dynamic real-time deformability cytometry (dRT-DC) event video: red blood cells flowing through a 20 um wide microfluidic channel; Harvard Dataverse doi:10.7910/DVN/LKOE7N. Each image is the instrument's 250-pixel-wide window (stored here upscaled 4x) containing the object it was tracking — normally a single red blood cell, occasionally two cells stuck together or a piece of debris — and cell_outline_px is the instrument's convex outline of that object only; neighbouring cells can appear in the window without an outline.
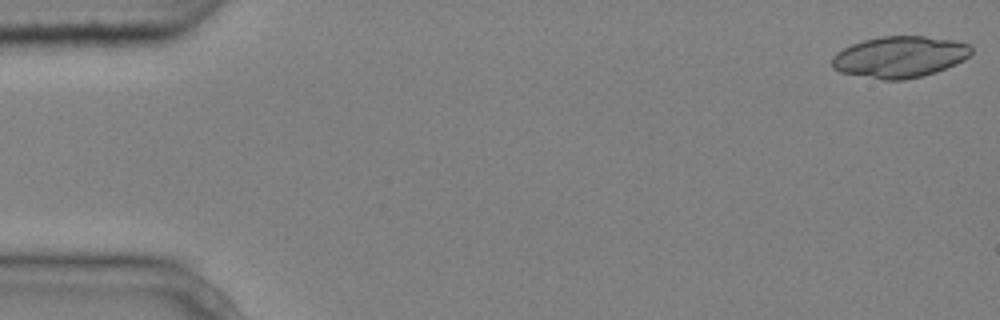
{"species": "common noctule bat (a hibernating species)", "species_latin": "Nyctalus noctula", "temperature_condition": "cold", "stored_images_in_passage": 8, "segment_of_instrument_passage": [1, 2], "camera_frame_rate_fps": 3000, "um_per_image_px": 0.085, "animal": {"sex": "male", "body_mass_g": 20.4}, "frame": {"image": 1, "passage_image": 1, "time_ms": 0.0, "image_size_px": [1000, 320], "cell_outline_px": [[972, 52], [964, 60], [956, 64], [936, 72], [904, 80], [884, 80], [840, 72], [832, 68], [832, 56], [836, 52], [852, 44], [864, 40], [880, 36], [924, 36], [956, 40], [972, 44]], "centroid_in_image_um": [76.5, 4.83], "position_along_channel_um": 8.5, "area_um2": 33.76}}